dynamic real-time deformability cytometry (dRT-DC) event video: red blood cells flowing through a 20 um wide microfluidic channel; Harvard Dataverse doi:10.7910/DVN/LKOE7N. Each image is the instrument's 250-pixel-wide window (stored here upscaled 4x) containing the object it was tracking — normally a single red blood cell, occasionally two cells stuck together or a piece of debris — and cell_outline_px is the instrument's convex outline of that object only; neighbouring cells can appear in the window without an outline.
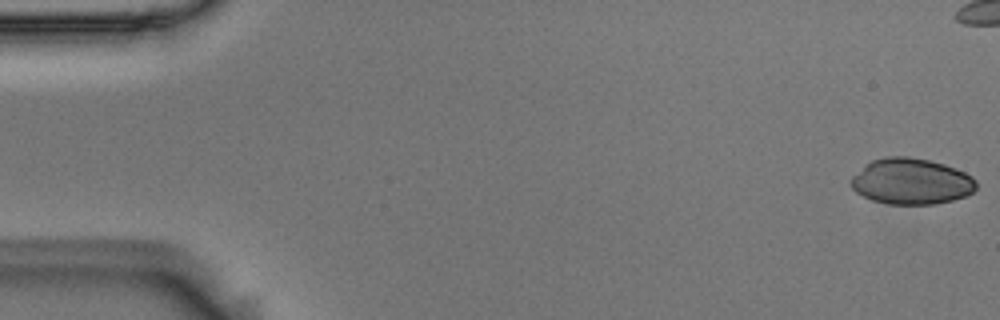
{"species": "Egyptian fruit bat (a non-hibernating species)", "species_latin": "Rousettus aegyptiacus", "temperature_condition": "room temperature", "stored_images_in_passage": 6, "camera_frame_rate_fps": 3000, "um_per_image_px": 0.085, "animal": {"sex": "male"}, "frame": {"image": 1, "passage_image": 1, "time_ms": 0.0, "image_size_px": [1000, 320], "cell_outline_px": [[976, 188], [972, 192], [964, 196], [952, 200], [936, 204], [888, 204], [872, 200], [856, 192], [852, 188], [852, 176], [864, 164], [872, 160], [884, 156], [908, 156], [928, 160], [944, 164], [964, 172], [972, 176], [976, 180]], "centroid_in_image_um": [77.44, 15.41], "position_along_channel_um": 7.6, "area_um2": 33.58}}